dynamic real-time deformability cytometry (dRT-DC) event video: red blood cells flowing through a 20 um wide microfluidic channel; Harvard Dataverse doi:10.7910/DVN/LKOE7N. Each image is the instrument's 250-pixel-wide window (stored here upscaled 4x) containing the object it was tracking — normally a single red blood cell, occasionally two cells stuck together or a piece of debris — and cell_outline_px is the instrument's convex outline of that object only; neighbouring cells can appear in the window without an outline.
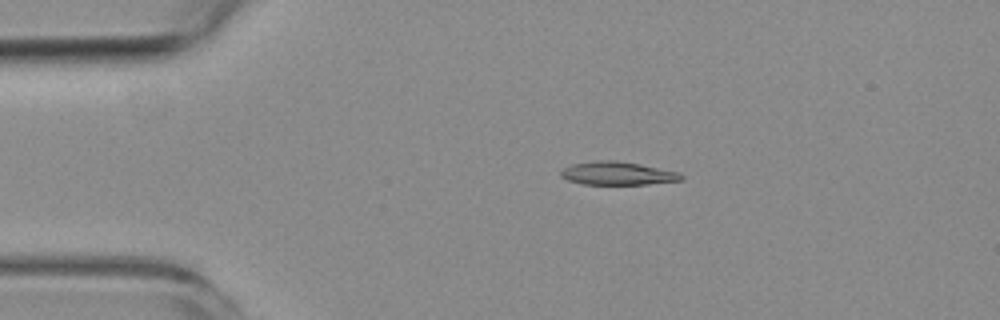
{"species": "common noctule bat (a hibernating species)", "species_latin": "Nyctalus noctula", "temperature_condition": "room temperature", "stored_images_in_passage": 5, "camera_frame_rate_fps": 3000, "um_per_image_px": 0.085, "animal": {"sex": "female", "body_mass_g": 19.3, "forearm_length_mm": 54.1}, "frame": {"image": 1, "passage_image": 2, "time_ms": 1.333, "image_size_px": [1000, 320], "cell_outline_px": [[684, 180], [648, 184], [584, 184], [568, 180], [560, 176], [560, 172], [564, 168], [572, 164], [596, 160], [616, 160], [640, 164], [680, 172], [684, 176]], "centroid_in_image_um": [52.52, 14.73], "position_along_channel_um": 32.5, "area_um2": 16.36}}
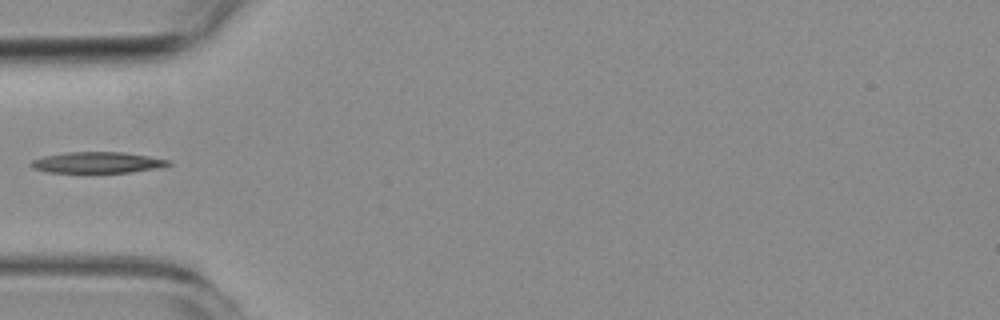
{"frame": {"image": 2, "passage_image": 4, "time_ms": 3.667, "image_size_px": [1000, 320], "cell_outline_px": [[172, 164], [160, 168], [128, 172], [48, 172], [32, 168], [28, 164], [32, 160], [44, 156], [68, 152], [120, 152], [148, 156], [172, 160]], "centroid_in_image_um": [8.29, 13.81], "position_along_channel_um": 76.7, "area_um2": 16.82}}
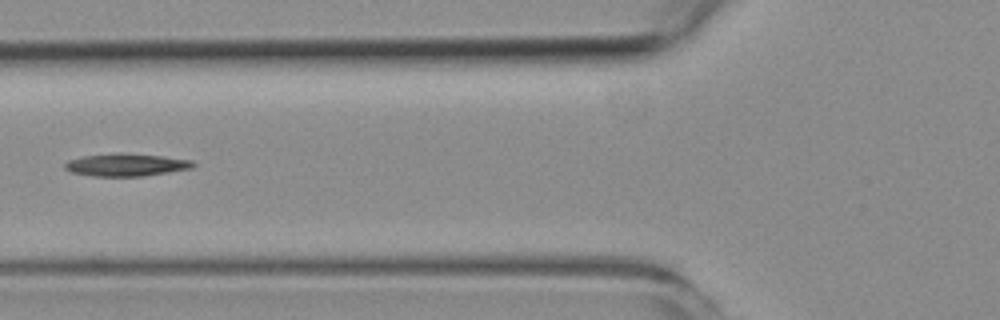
{"frame": {"image": 3, "passage_image": 5, "time_ms": 4.667, "image_size_px": [1000, 320], "cell_outline_px": [[196, 164], [192, 168], [144, 176], [92, 176], [72, 172], [64, 168], [64, 164], [68, 160], [84, 156], [160, 156], [192, 160]], "centroid_in_image_um": [10.74, 14.07], "position_along_channel_um": 115.1, "area_um2": 15.72}}